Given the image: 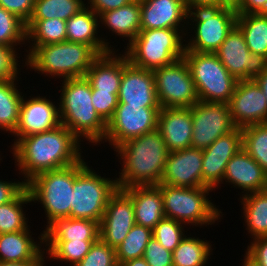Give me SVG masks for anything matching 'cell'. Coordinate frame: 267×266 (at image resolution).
<instances>
[{
    "instance_id": "6da1fadb",
    "label": "cell",
    "mask_w": 267,
    "mask_h": 266,
    "mask_svg": "<svg viewBox=\"0 0 267 266\" xmlns=\"http://www.w3.org/2000/svg\"><path fill=\"white\" fill-rule=\"evenodd\" d=\"M81 141L64 125L21 137L12 145L16 166L27 183L39 173L58 170L78 163Z\"/></svg>"
},
{
    "instance_id": "7a4b0ae2",
    "label": "cell",
    "mask_w": 267,
    "mask_h": 266,
    "mask_svg": "<svg viewBox=\"0 0 267 266\" xmlns=\"http://www.w3.org/2000/svg\"><path fill=\"white\" fill-rule=\"evenodd\" d=\"M114 151L123 161L118 188L160 184L169 152L158 130L130 139Z\"/></svg>"
},
{
    "instance_id": "3957f363",
    "label": "cell",
    "mask_w": 267,
    "mask_h": 266,
    "mask_svg": "<svg viewBox=\"0 0 267 266\" xmlns=\"http://www.w3.org/2000/svg\"><path fill=\"white\" fill-rule=\"evenodd\" d=\"M60 94V119L80 141L97 145L105 138L107 123L92 105V89L86 77L65 79Z\"/></svg>"
},
{
    "instance_id": "277c9868",
    "label": "cell",
    "mask_w": 267,
    "mask_h": 266,
    "mask_svg": "<svg viewBox=\"0 0 267 266\" xmlns=\"http://www.w3.org/2000/svg\"><path fill=\"white\" fill-rule=\"evenodd\" d=\"M100 55L89 45L63 41L37 46L25 64L39 74L71 79L85 77L87 70Z\"/></svg>"
},
{
    "instance_id": "5b68a950",
    "label": "cell",
    "mask_w": 267,
    "mask_h": 266,
    "mask_svg": "<svg viewBox=\"0 0 267 266\" xmlns=\"http://www.w3.org/2000/svg\"><path fill=\"white\" fill-rule=\"evenodd\" d=\"M180 30L159 28L140 30L134 40L126 46L124 54L138 68L154 70L182 59L185 45Z\"/></svg>"
},
{
    "instance_id": "8992f818",
    "label": "cell",
    "mask_w": 267,
    "mask_h": 266,
    "mask_svg": "<svg viewBox=\"0 0 267 266\" xmlns=\"http://www.w3.org/2000/svg\"><path fill=\"white\" fill-rule=\"evenodd\" d=\"M82 158L75 164V181L70 218L100 223L109 198L118 189L117 181L101 177Z\"/></svg>"
},
{
    "instance_id": "52a82bcc",
    "label": "cell",
    "mask_w": 267,
    "mask_h": 266,
    "mask_svg": "<svg viewBox=\"0 0 267 266\" xmlns=\"http://www.w3.org/2000/svg\"><path fill=\"white\" fill-rule=\"evenodd\" d=\"M210 187L183 188L161 184L164 215L184 225H212L222 212L209 200ZM221 214V215H220Z\"/></svg>"
},
{
    "instance_id": "ba28073f",
    "label": "cell",
    "mask_w": 267,
    "mask_h": 266,
    "mask_svg": "<svg viewBox=\"0 0 267 266\" xmlns=\"http://www.w3.org/2000/svg\"><path fill=\"white\" fill-rule=\"evenodd\" d=\"M75 181V164L37 174L26 183L32 202L42 204L47 225L58 218H70Z\"/></svg>"
},
{
    "instance_id": "9c48e42d",
    "label": "cell",
    "mask_w": 267,
    "mask_h": 266,
    "mask_svg": "<svg viewBox=\"0 0 267 266\" xmlns=\"http://www.w3.org/2000/svg\"><path fill=\"white\" fill-rule=\"evenodd\" d=\"M185 59L199 100L228 104L237 81L215 53L185 51Z\"/></svg>"
},
{
    "instance_id": "30bf717a",
    "label": "cell",
    "mask_w": 267,
    "mask_h": 266,
    "mask_svg": "<svg viewBox=\"0 0 267 266\" xmlns=\"http://www.w3.org/2000/svg\"><path fill=\"white\" fill-rule=\"evenodd\" d=\"M188 26L191 20L195 25L193 38L185 44V51L201 53H215L228 34L236 26L237 13L235 10L225 7L197 8L188 11Z\"/></svg>"
},
{
    "instance_id": "8fae6325",
    "label": "cell",
    "mask_w": 267,
    "mask_h": 266,
    "mask_svg": "<svg viewBox=\"0 0 267 266\" xmlns=\"http://www.w3.org/2000/svg\"><path fill=\"white\" fill-rule=\"evenodd\" d=\"M161 108L192 107L199 101L195 84L184 58L152 70Z\"/></svg>"
},
{
    "instance_id": "7c38bea8",
    "label": "cell",
    "mask_w": 267,
    "mask_h": 266,
    "mask_svg": "<svg viewBox=\"0 0 267 266\" xmlns=\"http://www.w3.org/2000/svg\"><path fill=\"white\" fill-rule=\"evenodd\" d=\"M160 109L118 103L113 117L107 122L105 142L115 149L130 139L157 130Z\"/></svg>"
},
{
    "instance_id": "4fadbf2b",
    "label": "cell",
    "mask_w": 267,
    "mask_h": 266,
    "mask_svg": "<svg viewBox=\"0 0 267 266\" xmlns=\"http://www.w3.org/2000/svg\"><path fill=\"white\" fill-rule=\"evenodd\" d=\"M192 137L191 147L208 148L220 136L233 131L229 104L197 101L191 107Z\"/></svg>"
},
{
    "instance_id": "5bb4252c",
    "label": "cell",
    "mask_w": 267,
    "mask_h": 266,
    "mask_svg": "<svg viewBox=\"0 0 267 266\" xmlns=\"http://www.w3.org/2000/svg\"><path fill=\"white\" fill-rule=\"evenodd\" d=\"M215 54L238 81L255 79L267 67V58L250 52L244 35L237 26L228 34Z\"/></svg>"
},
{
    "instance_id": "9a60e30c",
    "label": "cell",
    "mask_w": 267,
    "mask_h": 266,
    "mask_svg": "<svg viewBox=\"0 0 267 266\" xmlns=\"http://www.w3.org/2000/svg\"><path fill=\"white\" fill-rule=\"evenodd\" d=\"M135 224L132 199L123 189L118 188L109 198L99 223V238L116 249Z\"/></svg>"
},
{
    "instance_id": "2e32d148",
    "label": "cell",
    "mask_w": 267,
    "mask_h": 266,
    "mask_svg": "<svg viewBox=\"0 0 267 266\" xmlns=\"http://www.w3.org/2000/svg\"><path fill=\"white\" fill-rule=\"evenodd\" d=\"M228 104L232 121L238 128L267 123V100L254 79L237 81Z\"/></svg>"
},
{
    "instance_id": "e0dca14e",
    "label": "cell",
    "mask_w": 267,
    "mask_h": 266,
    "mask_svg": "<svg viewBox=\"0 0 267 266\" xmlns=\"http://www.w3.org/2000/svg\"><path fill=\"white\" fill-rule=\"evenodd\" d=\"M242 148V130L220 136L208 148L202 150V187L216 189L222 184L227 163Z\"/></svg>"
},
{
    "instance_id": "ac0fdd59",
    "label": "cell",
    "mask_w": 267,
    "mask_h": 266,
    "mask_svg": "<svg viewBox=\"0 0 267 266\" xmlns=\"http://www.w3.org/2000/svg\"><path fill=\"white\" fill-rule=\"evenodd\" d=\"M118 103L141 107H161L155 90L152 70L133 66L125 54L123 55V73Z\"/></svg>"
},
{
    "instance_id": "d6986e66",
    "label": "cell",
    "mask_w": 267,
    "mask_h": 266,
    "mask_svg": "<svg viewBox=\"0 0 267 266\" xmlns=\"http://www.w3.org/2000/svg\"><path fill=\"white\" fill-rule=\"evenodd\" d=\"M202 149L169 152L160 184L183 188L202 187Z\"/></svg>"
},
{
    "instance_id": "ffe728a7",
    "label": "cell",
    "mask_w": 267,
    "mask_h": 266,
    "mask_svg": "<svg viewBox=\"0 0 267 266\" xmlns=\"http://www.w3.org/2000/svg\"><path fill=\"white\" fill-rule=\"evenodd\" d=\"M25 100L23 95L19 124L13 133L17 138L15 137L16 140L13 145L21 137L48 131L61 125L59 107L50 101V99L36 96Z\"/></svg>"
},
{
    "instance_id": "44dd1931",
    "label": "cell",
    "mask_w": 267,
    "mask_h": 266,
    "mask_svg": "<svg viewBox=\"0 0 267 266\" xmlns=\"http://www.w3.org/2000/svg\"><path fill=\"white\" fill-rule=\"evenodd\" d=\"M140 10L141 30L178 29L186 36L188 9L184 0H140Z\"/></svg>"
},
{
    "instance_id": "7402d4cb",
    "label": "cell",
    "mask_w": 267,
    "mask_h": 266,
    "mask_svg": "<svg viewBox=\"0 0 267 266\" xmlns=\"http://www.w3.org/2000/svg\"><path fill=\"white\" fill-rule=\"evenodd\" d=\"M191 107L161 108L157 130L161 133L168 152L191 147Z\"/></svg>"
},
{
    "instance_id": "603a6c76",
    "label": "cell",
    "mask_w": 267,
    "mask_h": 266,
    "mask_svg": "<svg viewBox=\"0 0 267 266\" xmlns=\"http://www.w3.org/2000/svg\"><path fill=\"white\" fill-rule=\"evenodd\" d=\"M224 180L246 191L242 196L267 189V174L243 148L227 163Z\"/></svg>"
},
{
    "instance_id": "cb8c5ba5",
    "label": "cell",
    "mask_w": 267,
    "mask_h": 266,
    "mask_svg": "<svg viewBox=\"0 0 267 266\" xmlns=\"http://www.w3.org/2000/svg\"><path fill=\"white\" fill-rule=\"evenodd\" d=\"M132 199L135 223L153 229L164 217L161 184L123 189Z\"/></svg>"
},
{
    "instance_id": "d4e9b609",
    "label": "cell",
    "mask_w": 267,
    "mask_h": 266,
    "mask_svg": "<svg viewBox=\"0 0 267 266\" xmlns=\"http://www.w3.org/2000/svg\"><path fill=\"white\" fill-rule=\"evenodd\" d=\"M99 16L87 6L66 21V39L91 46L99 55L115 51L105 38H99Z\"/></svg>"
},
{
    "instance_id": "484cf974",
    "label": "cell",
    "mask_w": 267,
    "mask_h": 266,
    "mask_svg": "<svg viewBox=\"0 0 267 266\" xmlns=\"http://www.w3.org/2000/svg\"><path fill=\"white\" fill-rule=\"evenodd\" d=\"M115 52L100 55L87 70L85 77L90 82L91 89L119 93L123 73V54L118 56Z\"/></svg>"
},
{
    "instance_id": "4316f807",
    "label": "cell",
    "mask_w": 267,
    "mask_h": 266,
    "mask_svg": "<svg viewBox=\"0 0 267 266\" xmlns=\"http://www.w3.org/2000/svg\"><path fill=\"white\" fill-rule=\"evenodd\" d=\"M30 233V230H22L0 234V262L35 261L44 252L41 249V244H44L43 233L39 236L40 244L31 238Z\"/></svg>"
},
{
    "instance_id": "83f0119b",
    "label": "cell",
    "mask_w": 267,
    "mask_h": 266,
    "mask_svg": "<svg viewBox=\"0 0 267 266\" xmlns=\"http://www.w3.org/2000/svg\"><path fill=\"white\" fill-rule=\"evenodd\" d=\"M99 233L97 221L58 218L43 231V241H97Z\"/></svg>"
},
{
    "instance_id": "f1b7e54d",
    "label": "cell",
    "mask_w": 267,
    "mask_h": 266,
    "mask_svg": "<svg viewBox=\"0 0 267 266\" xmlns=\"http://www.w3.org/2000/svg\"><path fill=\"white\" fill-rule=\"evenodd\" d=\"M99 24H103L119 37L128 39L127 46L141 30L140 0H132L127 5L99 15Z\"/></svg>"
},
{
    "instance_id": "f546056e",
    "label": "cell",
    "mask_w": 267,
    "mask_h": 266,
    "mask_svg": "<svg viewBox=\"0 0 267 266\" xmlns=\"http://www.w3.org/2000/svg\"><path fill=\"white\" fill-rule=\"evenodd\" d=\"M26 39L32 44L26 57L37 47L45 44H56L66 39V21L51 18V19H29L25 24ZM31 39V40H30ZM30 40V41H29Z\"/></svg>"
},
{
    "instance_id": "4dcf8cb0",
    "label": "cell",
    "mask_w": 267,
    "mask_h": 266,
    "mask_svg": "<svg viewBox=\"0 0 267 266\" xmlns=\"http://www.w3.org/2000/svg\"><path fill=\"white\" fill-rule=\"evenodd\" d=\"M240 198L247 232L253 239L267 236V189Z\"/></svg>"
},
{
    "instance_id": "1f68e13d",
    "label": "cell",
    "mask_w": 267,
    "mask_h": 266,
    "mask_svg": "<svg viewBox=\"0 0 267 266\" xmlns=\"http://www.w3.org/2000/svg\"><path fill=\"white\" fill-rule=\"evenodd\" d=\"M236 26L250 52L267 58V16L264 13L237 15Z\"/></svg>"
},
{
    "instance_id": "d6a6232c",
    "label": "cell",
    "mask_w": 267,
    "mask_h": 266,
    "mask_svg": "<svg viewBox=\"0 0 267 266\" xmlns=\"http://www.w3.org/2000/svg\"><path fill=\"white\" fill-rule=\"evenodd\" d=\"M16 79L0 81V129L14 133L19 124L22 93L16 88Z\"/></svg>"
},
{
    "instance_id": "836d02e7",
    "label": "cell",
    "mask_w": 267,
    "mask_h": 266,
    "mask_svg": "<svg viewBox=\"0 0 267 266\" xmlns=\"http://www.w3.org/2000/svg\"><path fill=\"white\" fill-rule=\"evenodd\" d=\"M31 202L30 193L25 187L12 201L0 205V234L30 230L22 206Z\"/></svg>"
},
{
    "instance_id": "e575fe53",
    "label": "cell",
    "mask_w": 267,
    "mask_h": 266,
    "mask_svg": "<svg viewBox=\"0 0 267 266\" xmlns=\"http://www.w3.org/2000/svg\"><path fill=\"white\" fill-rule=\"evenodd\" d=\"M205 241L185 236L172 252L173 266H205L213 250Z\"/></svg>"
},
{
    "instance_id": "d590c367",
    "label": "cell",
    "mask_w": 267,
    "mask_h": 266,
    "mask_svg": "<svg viewBox=\"0 0 267 266\" xmlns=\"http://www.w3.org/2000/svg\"><path fill=\"white\" fill-rule=\"evenodd\" d=\"M83 0H35L30 19L58 18L67 21L84 7Z\"/></svg>"
},
{
    "instance_id": "8d00e7d4",
    "label": "cell",
    "mask_w": 267,
    "mask_h": 266,
    "mask_svg": "<svg viewBox=\"0 0 267 266\" xmlns=\"http://www.w3.org/2000/svg\"><path fill=\"white\" fill-rule=\"evenodd\" d=\"M241 130L242 148L267 174V123L248 125Z\"/></svg>"
},
{
    "instance_id": "74e56055",
    "label": "cell",
    "mask_w": 267,
    "mask_h": 266,
    "mask_svg": "<svg viewBox=\"0 0 267 266\" xmlns=\"http://www.w3.org/2000/svg\"><path fill=\"white\" fill-rule=\"evenodd\" d=\"M152 237V229L135 224L124 241L115 249L118 266L128 260L143 257Z\"/></svg>"
},
{
    "instance_id": "f35d334b",
    "label": "cell",
    "mask_w": 267,
    "mask_h": 266,
    "mask_svg": "<svg viewBox=\"0 0 267 266\" xmlns=\"http://www.w3.org/2000/svg\"><path fill=\"white\" fill-rule=\"evenodd\" d=\"M95 241H43L45 243L46 254L50 255V259L70 262L75 266L89 252ZM46 246L48 249H46Z\"/></svg>"
},
{
    "instance_id": "ab89813d",
    "label": "cell",
    "mask_w": 267,
    "mask_h": 266,
    "mask_svg": "<svg viewBox=\"0 0 267 266\" xmlns=\"http://www.w3.org/2000/svg\"><path fill=\"white\" fill-rule=\"evenodd\" d=\"M25 23L13 13L0 6V45L17 49L26 42Z\"/></svg>"
},
{
    "instance_id": "60d3db41",
    "label": "cell",
    "mask_w": 267,
    "mask_h": 266,
    "mask_svg": "<svg viewBox=\"0 0 267 266\" xmlns=\"http://www.w3.org/2000/svg\"><path fill=\"white\" fill-rule=\"evenodd\" d=\"M182 225L176 220L164 217L152 229V235L166 250L173 252L186 236Z\"/></svg>"
},
{
    "instance_id": "b9f144b4",
    "label": "cell",
    "mask_w": 267,
    "mask_h": 266,
    "mask_svg": "<svg viewBox=\"0 0 267 266\" xmlns=\"http://www.w3.org/2000/svg\"><path fill=\"white\" fill-rule=\"evenodd\" d=\"M75 266H118L115 248L99 238L92 244L88 254Z\"/></svg>"
},
{
    "instance_id": "7bdbcfd3",
    "label": "cell",
    "mask_w": 267,
    "mask_h": 266,
    "mask_svg": "<svg viewBox=\"0 0 267 266\" xmlns=\"http://www.w3.org/2000/svg\"><path fill=\"white\" fill-rule=\"evenodd\" d=\"M92 105L100 117L107 123L113 117L118 105V93L92 89Z\"/></svg>"
},
{
    "instance_id": "ee69618b",
    "label": "cell",
    "mask_w": 267,
    "mask_h": 266,
    "mask_svg": "<svg viewBox=\"0 0 267 266\" xmlns=\"http://www.w3.org/2000/svg\"><path fill=\"white\" fill-rule=\"evenodd\" d=\"M143 258L149 266H173L172 252L166 250L154 237L148 242Z\"/></svg>"
},
{
    "instance_id": "f6af8a7d",
    "label": "cell",
    "mask_w": 267,
    "mask_h": 266,
    "mask_svg": "<svg viewBox=\"0 0 267 266\" xmlns=\"http://www.w3.org/2000/svg\"><path fill=\"white\" fill-rule=\"evenodd\" d=\"M16 49L0 45V81L16 79L19 75Z\"/></svg>"
},
{
    "instance_id": "bcb514c9",
    "label": "cell",
    "mask_w": 267,
    "mask_h": 266,
    "mask_svg": "<svg viewBox=\"0 0 267 266\" xmlns=\"http://www.w3.org/2000/svg\"><path fill=\"white\" fill-rule=\"evenodd\" d=\"M34 2L35 0H0V6L26 24L32 15Z\"/></svg>"
},
{
    "instance_id": "7dc6e473",
    "label": "cell",
    "mask_w": 267,
    "mask_h": 266,
    "mask_svg": "<svg viewBox=\"0 0 267 266\" xmlns=\"http://www.w3.org/2000/svg\"><path fill=\"white\" fill-rule=\"evenodd\" d=\"M246 253L261 266H267V236L253 239Z\"/></svg>"
},
{
    "instance_id": "c3c4849f",
    "label": "cell",
    "mask_w": 267,
    "mask_h": 266,
    "mask_svg": "<svg viewBox=\"0 0 267 266\" xmlns=\"http://www.w3.org/2000/svg\"><path fill=\"white\" fill-rule=\"evenodd\" d=\"M25 187L26 183L23 180L22 182L0 180V205L12 201Z\"/></svg>"
},
{
    "instance_id": "681fc988",
    "label": "cell",
    "mask_w": 267,
    "mask_h": 266,
    "mask_svg": "<svg viewBox=\"0 0 267 266\" xmlns=\"http://www.w3.org/2000/svg\"><path fill=\"white\" fill-rule=\"evenodd\" d=\"M132 0H88L87 6L92 9L98 16L106 11L115 10L121 6L127 5Z\"/></svg>"
},
{
    "instance_id": "f907efd6",
    "label": "cell",
    "mask_w": 267,
    "mask_h": 266,
    "mask_svg": "<svg viewBox=\"0 0 267 266\" xmlns=\"http://www.w3.org/2000/svg\"><path fill=\"white\" fill-rule=\"evenodd\" d=\"M267 10V0H241L237 15L260 14Z\"/></svg>"
},
{
    "instance_id": "816d5d0a",
    "label": "cell",
    "mask_w": 267,
    "mask_h": 266,
    "mask_svg": "<svg viewBox=\"0 0 267 266\" xmlns=\"http://www.w3.org/2000/svg\"><path fill=\"white\" fill-rule=\"evenodd\" d=\"M188 11L197 8L217 7V0H184Z\"/></svg>"
},
{
    "instance_id": "f5cc1de1",
    "label": "cell",
    "mask_w": 267,
    "mask_h": 266,
    "mask_svg": "<svg viewBox=\"0 0 267 266\" xmlns=\"http://www.w3.org/2000/svg\"><path fill=\"white\" fill-rule=\"evenodd\" d=\"M43 252L35 261L33 262H0V266H45L46 260H44L45 257Z\"/></svg>"
},
{
    "instance_id": "db71d44e",
    "label": "cell",
    "mask_w": 267,
    "mask_h": 266,
    "mask_svg": "<svg viewBox=\"0 0 267 266\" xmlns=\"http://www.w3.org/2000/svg\"><path fill=\"white\" fill-rule=\"evenodd\" d=\"M257 84L260 86V88L263 91V94L265 95V98L267 100V67L266 69L254 79Z\"/></svg>"
},
{
    "instance_id": "11a10c76",
    "label": "cell",
    "mask_w": 267,
    "mask_h": 266,
    "mask_svg": "<svg viewBox=\"0 0 267 266\" xmlns=\"http://www.w3.org/2000/svg\"><path fill=\"white\" fill-rule=\"evenodd\" d=\"M241 3V0H217V7H225L236 10Z\"/></svg>"
},
{
    "instance_id": "9f6ffc18",
    "label": "cell",
    "mask_w": 267,
    "mask_h": 266,
    "mask_svg": "<svg viewBox=\"0 0 267 266\" xmlns=\"http://www.w3.org/2000/svg\"><path fill=\"white\" fill-rule=\"evenodd\" d=\"M119 266H149V265L147 264V261L143 257H140L128 260L124 263H121Z\"/></svg>"
},
{
    "instance_id": "6f0895ef",
    "label": "cell",
    "mask_w": 267,
    "mask_h": 266,
    "mask_svg": "<svg viewBox=\"0 0 267 266\" xmlns=\"http://www.w3.org/2000/svg\"><path fill=\"white\" fill-rule=\"evenodd\" d=\"M244 263L242 266H261L254 259H252L247 253L244 256Z\"/></svg>"
}]
</instances>
